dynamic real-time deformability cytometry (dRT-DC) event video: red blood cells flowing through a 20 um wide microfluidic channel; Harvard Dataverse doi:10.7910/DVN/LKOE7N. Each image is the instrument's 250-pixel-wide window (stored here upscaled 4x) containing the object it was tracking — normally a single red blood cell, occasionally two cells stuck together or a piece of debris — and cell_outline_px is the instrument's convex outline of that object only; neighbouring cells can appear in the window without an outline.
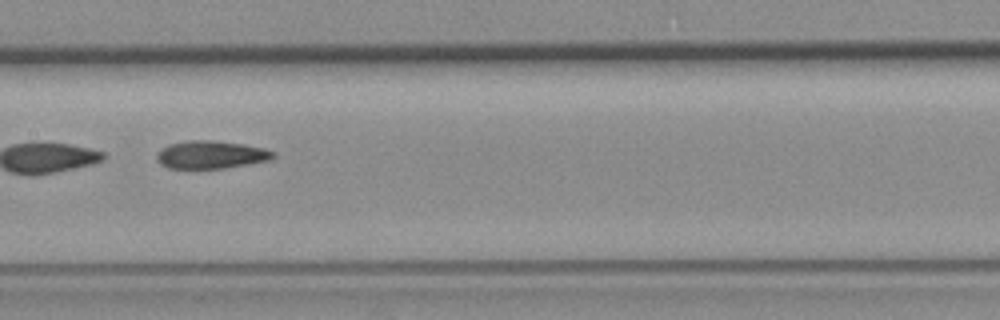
{"species": "common noctule bat (a hibernating species)", "species_latin": "Nyctalus noctula", "temperature_condition": "room temperature", "stored_images_in_passage": 29, "camera_frame_rate_fps": 3000, "um_per_image_px": 0.085, "animal": {"sex": "female", "body_mass_g": 19.3, "forearm_length_mm": 54.1}, "frame": {"image": 1, "passage_image": 27, "time_ms": 8.667, "image_size_px": [1000, 320], "cell_outline_px": [[276, 156], [272, 160], [224, 168], [168, 168], [160, 164], [156, 160], [156, 156], [168, 144], [188, 140], [212, 140], [244, 144], [264, 148], [276, 152]], "centroid_in_image_um": [17.98, 13.15], "position_along_channel_um": 189.4, "area_um2": 18.96}}